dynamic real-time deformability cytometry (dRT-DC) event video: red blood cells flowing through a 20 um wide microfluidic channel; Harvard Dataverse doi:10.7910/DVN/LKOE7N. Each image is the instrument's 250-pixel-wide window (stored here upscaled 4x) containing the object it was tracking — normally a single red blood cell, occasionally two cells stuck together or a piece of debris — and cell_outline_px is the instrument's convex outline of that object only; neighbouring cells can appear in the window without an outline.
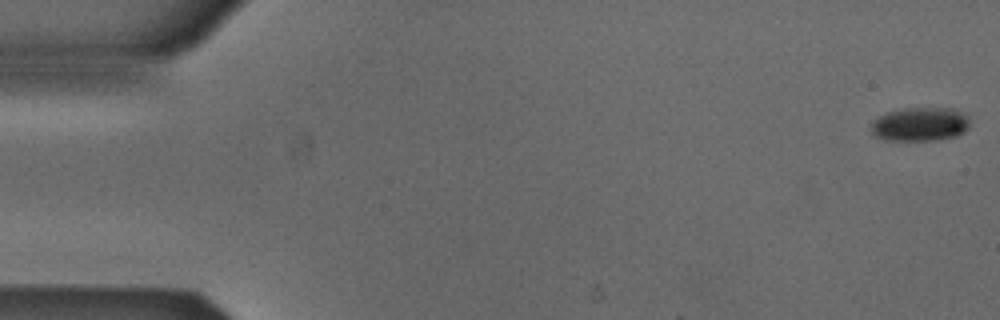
{"species": "Egyptian fruit bat (a non-hibernating species)", "species_latin": "Rousettus aegyptiacus", "temperature_condition": "cold", "stored_images_in_passage": 5, "camera_frame_rate_fps": 3000, "um_per_image_px": 0.085, "animal": {"sex": "male"}, "frame": {"image": 1, "passage_image": 1, "time_ms": 0.0, "image_size_px": [1000, 320], "cell_outline_px": [[968, 128], [964, 132], [956, 136], [936, 140], [888, 140], [876, 136], [872, 132], [872, 124], [884, 112], [904, 108], [952, 108], [968, 116]], "centroid_in_image_um": [78.22, 10.55], "position_along_channel_um": 6.8, "area_um2": 19.31}}
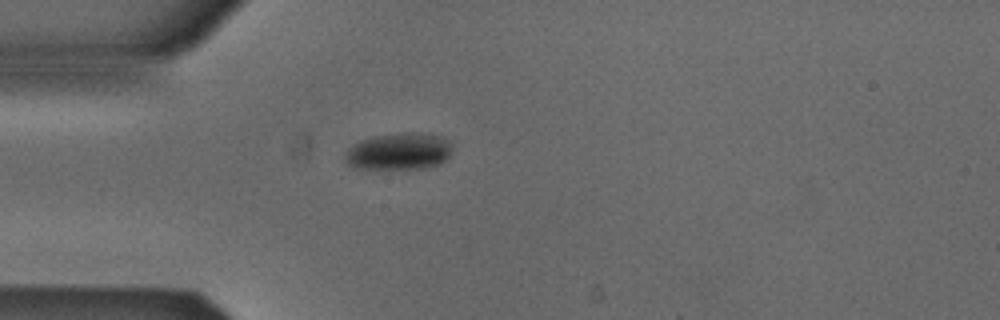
{"frame": {"image": 2, "passage_image": 5, "time_ms": 1.333, "image_size_px": [1000, 320], "cell_outline_px": [[452, 148], [448, 156], [440, 164], [420, 168], [352, 168], [344, 160], [344, 156], [348, 148], [352, 144], [360, 140], [372, 136], [404, 132], [412, 132], [440, 136], [448, 140], [452, 144]], "centroid_in_image_um": [33.87, 12.85], "position_along_channel_um": 51.1, "area_um2": 23.06}}